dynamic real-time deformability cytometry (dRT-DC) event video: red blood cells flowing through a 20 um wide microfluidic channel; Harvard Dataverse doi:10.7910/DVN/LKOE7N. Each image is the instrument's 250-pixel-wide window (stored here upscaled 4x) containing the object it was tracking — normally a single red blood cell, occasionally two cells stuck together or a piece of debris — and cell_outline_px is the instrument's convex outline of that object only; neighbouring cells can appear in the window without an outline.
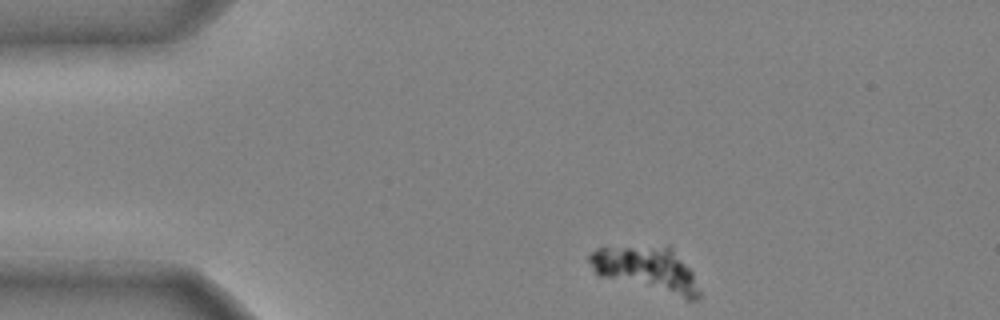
{"species": "common noctule bat (a hibernating species)", "species_latin": "Nyctalus noctula", "temperature_condition": "cold", "stored_images_in_passage": 41, "camera_frame_rate_fps": 3000, "um_per_image_px": 0.085, "animal": {"sex": "male", "body_mass_g": 20.4}, "frame": {"image": 1, "passage_image": 1, "time_ms": 0.0, "image_size_px": [1000, 320], "cell_outline_px": [[700, 296], [696, 300], [688, 300], [600, 276], [596, 272], [588, 260], [588, 256], [596, 248], [668, 244], [672, 248], [692, 272], [700, 292]], "centroid_in_image_um": [54.99, 22.87], "position_along_channel_um": 30.0, "area_um2": 28.84}}
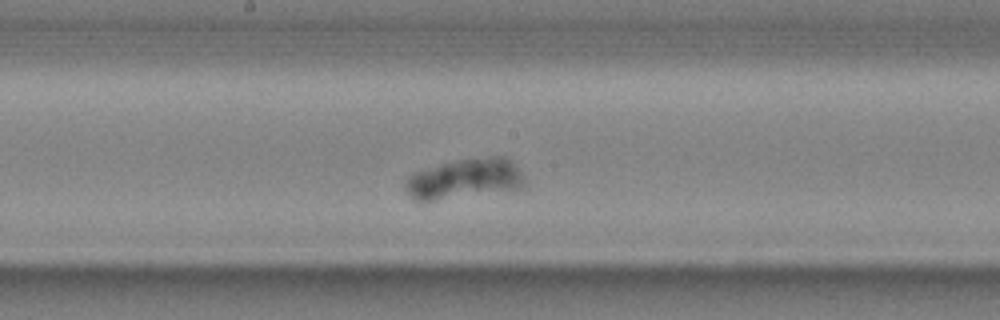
{"frame": {"image": 2, "passage_image": 19, "time_ms": 6.0, "image_size_px": [1000, 320], "cell_outline_px": [[528, 184], [524, 188], [432, 200], [416, 200], [404, 188], [404, 180], [412, 172], [456, 160], [492, 156], [504, 156], [524, 176]], "centroid_in_image_um": [39.5, 15.19], "position_along_channel_um": 208.7, "area_um2": 27.51}}
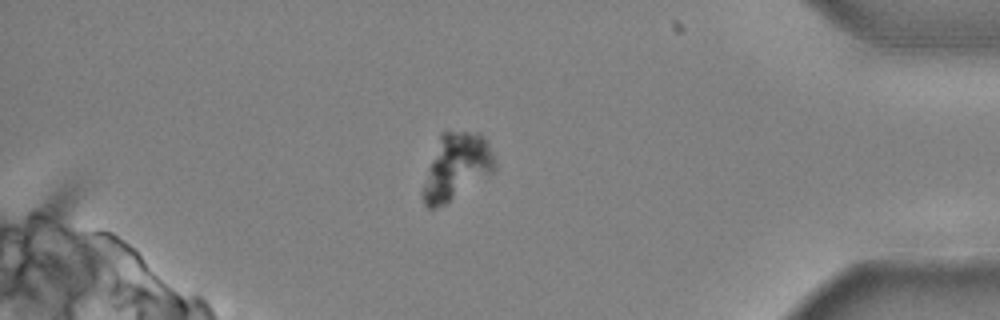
{"frame": {"image": 3, "passage_image": 36, "time_ms": 11.667, "image_size_px": [1000, 320], "cell_outline_px": [[496, 172], [444, 204], [436, 208], [428, 208], [424, 204], [420, 192], [428, 168], [440, 136], [444, 132], [480, 132], [488, 144], [492, 152], [496, 164]], "centroid_in_image_um": [38.81, 14.2], "position_along_channel_um": 396.4, "area_um2": 27.63}}